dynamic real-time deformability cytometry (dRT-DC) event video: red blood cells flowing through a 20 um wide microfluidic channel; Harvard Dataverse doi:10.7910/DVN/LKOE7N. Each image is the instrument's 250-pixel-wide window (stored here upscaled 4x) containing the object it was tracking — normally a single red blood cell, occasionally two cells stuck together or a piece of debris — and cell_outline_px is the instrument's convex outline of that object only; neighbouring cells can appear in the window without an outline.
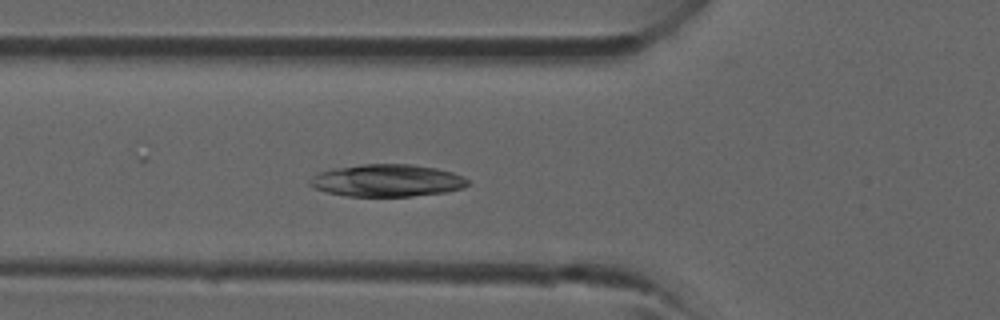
{"species": "common noctule bat (a hibernating species)", "species_latin": "Nyctalus noctula", "temperature_condition": "room temperature", "stored_images_in_passage": 39, "camera_frame_rate_fps": 3000, "um_per_image_px": 0.085, "animal": {"sex": "male", "forearm_length_mm": 52.5}, "frame": {"image": 1, "passage_image": 12, "time_ms": 3.667, "image_size_px": [1000, 320], "cell_outline_px": [[468, 184], [464, 188], [444, 192], [412, 196], [344, 196], [312, 188], [308, 184], [308, 180], [312, 176], [320, 172], [336, 168], [360, 164], [412, 164], [436, 168], [452, 172], [464, 176], [468, 180]], "centroid_in_image_um": [32.88, 15.34], "position_along_channel_um": 92.9, "area_um2": 29.82}}
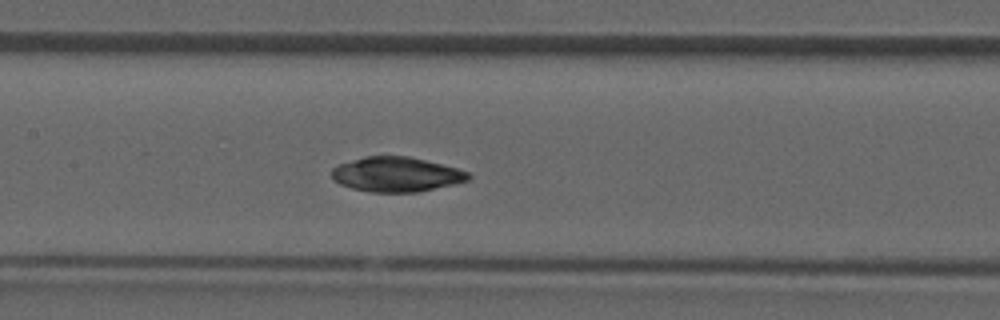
{"frame": {"image": 2, "passage_image": 17, "time_ms": 5.333, "image_size_px": [1000, 320], "cell_outline_px": [[472, 176], [468, 180], [420, 192], [372, 192], [352, 188], [340, 184], [332, 180], [332, 168], [340, 164], [364, 156], [408, 156], [456, 168], [468, 172]], "centroid_in_image_um": [33.66, 14.83], "position_along_channel_um": 173.7, "area_um2": 27.46}}
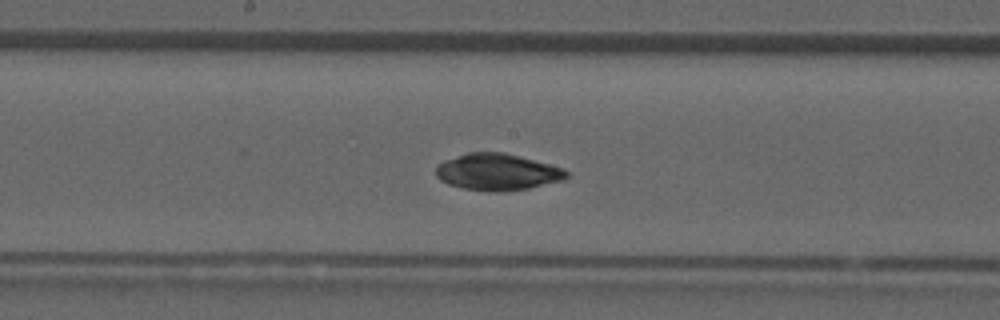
{"frame": {"image": 3, "passage_image": 19, "time_ms": 6.0, "image_size_px": [1000, 320], "cell_outline_px": [[568, 176], [564, 180], [528, 188], [500, 192], [492, 192], [464, 188], [448, 184], [440, 180], [436, 176], [436, 164], [444, 160], [468, 152], [504, 152], [520, 156], [564, 168], [568, 172]], "centroid_in_image_um": [42.26, 14.61], "position_along_channel_um": 205.9, "area_um2": 27.98}}